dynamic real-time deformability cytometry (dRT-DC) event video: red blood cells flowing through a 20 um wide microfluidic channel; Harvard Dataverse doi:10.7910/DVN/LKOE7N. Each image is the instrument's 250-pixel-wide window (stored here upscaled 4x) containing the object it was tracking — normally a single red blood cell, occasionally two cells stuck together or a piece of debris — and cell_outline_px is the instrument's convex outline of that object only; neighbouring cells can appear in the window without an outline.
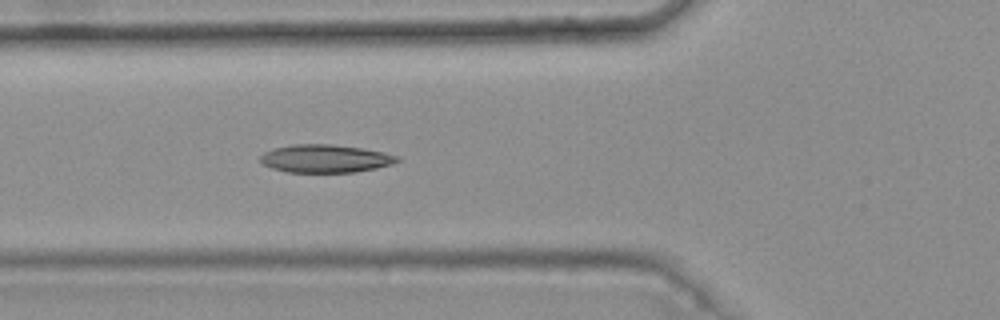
{"species": "common noctule bat (a hibernating species)", "species_latin": "Nyctalus noctula", "temperature_condition": "warm", "stored_images_in_passage": 6, "camera_frame_rate_fps": 3000, "um_per_image_px": 0.085, "animal": {"sex": "female", "body_mass_g": 25.1}, "frame": {"image": 1, "passage_image": 6, "time_ms": 1.667, "image_size_px": [1000, 320], "cell_outline_px": [[400, 160], [392, 164], [376, 168], [356, 172], [288, 172], [272, 168], [264, 164], [260, 160], [260, 156], [264, 152], [276, 148], [292, 144], [328, 144], [360, 148], [400, 156]], "centroid_in_image_um": [27.65, 13.48], "position_along_channel_um": 98.2, "area_um2": 22.08}}